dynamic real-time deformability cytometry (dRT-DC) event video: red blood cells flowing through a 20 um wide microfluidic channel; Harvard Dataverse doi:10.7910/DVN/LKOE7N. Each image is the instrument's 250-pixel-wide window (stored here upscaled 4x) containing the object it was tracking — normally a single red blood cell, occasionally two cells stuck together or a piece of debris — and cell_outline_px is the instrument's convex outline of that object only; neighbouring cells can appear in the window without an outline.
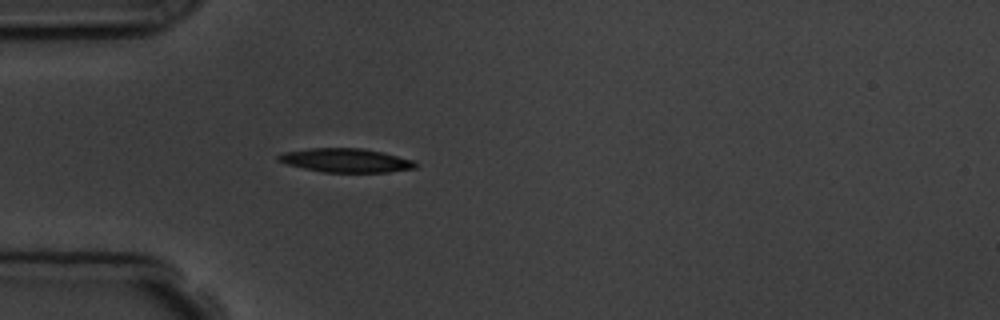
{"species": "common noctule bat (a hibernating species)", "species_latin": "Nyctalus noctula", "temperature_condition": "room temperature", "stored_images_in_passage": 4, "camera_frame_rate_fps": 3000, "um_per_image_px": 0.085, "animal": {"sex": "male", "body_mass_g": 19.5, "forearm_length_mm": 54.6}, "frame": {"image": 1, "passage_image": 4, "time_ms": 3.333, "image_size_px": [1000, 320], "cell_outline_px": [[416, 168], [388, 172], [324, 172], [304, 168], [288, 164], [276, 160], [276, 156], [280, 152], [308, 148], [364, 148], [384, 152], [412, 160], [416, 164]], "centroid_in_image_um": [29.35, 13.62], "position_along_channel_um": 55.6, "area_um2": 19.13}}